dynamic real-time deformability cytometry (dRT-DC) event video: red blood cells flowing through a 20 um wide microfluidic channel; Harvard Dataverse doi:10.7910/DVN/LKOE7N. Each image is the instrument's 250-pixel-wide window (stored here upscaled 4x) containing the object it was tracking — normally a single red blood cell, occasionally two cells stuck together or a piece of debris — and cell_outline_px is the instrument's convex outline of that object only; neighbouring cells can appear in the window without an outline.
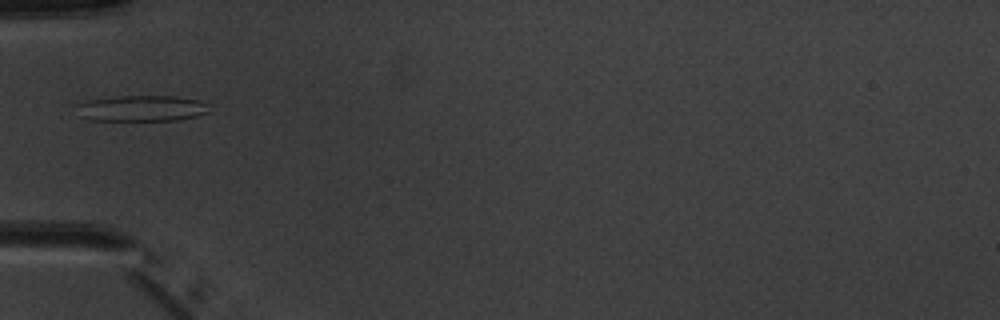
{"species": "common noctule bat (a hibernating species)", "species_latin": "Nyctalus noctula", "temperature_condition": "warm", "stored_images_in_passage": 4, "camera_frame_rate_fps": 3000, "um_per_image_px": 0.085, "animal": {"sex": "male", "body_mass_g": 20.1, "forearm_length_mm": 53.5}, "frame": {"image": 1, "passage_image": 4, "time_ms": 3.667, "image_size_px": [1000, 320], "cell_outline_px": [[212, 112], [196, 116], [176, 120], [92, 120], [80, 116], [76, 104], [88, 100], [120, 96], [176, 96], [200, 100], [208, 104]], "centroid_in_image_um": [12.1, 9.2], "position_along_channel_um": 72.9, "area_um2": 20.11}}